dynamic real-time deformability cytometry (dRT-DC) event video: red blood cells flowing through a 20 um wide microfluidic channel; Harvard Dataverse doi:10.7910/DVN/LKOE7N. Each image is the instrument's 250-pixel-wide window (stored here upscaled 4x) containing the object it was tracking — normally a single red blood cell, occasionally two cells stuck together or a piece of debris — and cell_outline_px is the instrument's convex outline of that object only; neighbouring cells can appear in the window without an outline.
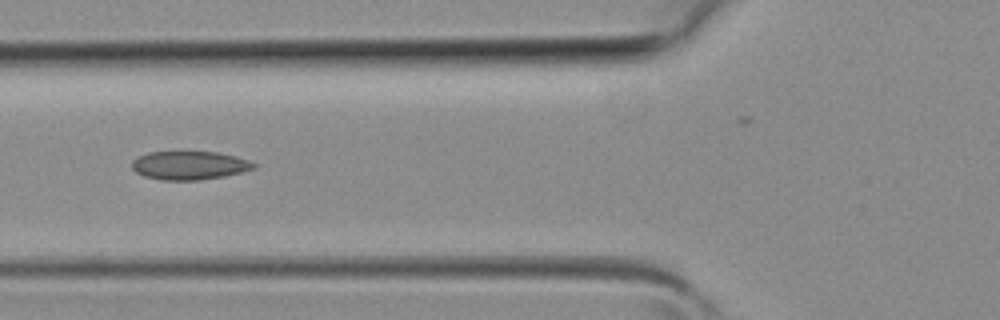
{"species": "common noctule bat (a hibernating species)", "species_latin": "Nyctalus noctula", "temperature_condition": "room temperature", "stored_images_in_passage": 2, "camera_frame_rate_fps": 3000, "um_per_image_px": 0.085, "animal": {"sex": "female", "body_mass_g": 19.3, "forearm_length_mm": 54.1}, "frame": {"image": 1, "passage_image": 2, "time_ms": 0.333, "image_size_px": [1000, 320], "cell_outline_px": [[256, 168], [224, 176], [200, 180], [160, 180], [144, 176], [136, 172], [132, 168], [132, 160], [148, 152], [216, 152], [236, 156], [248, 160], [256, 164]], "centroid_in_image_um": [16.09, 14.06], "position_along_channel_um": 109.7, "area_um2": 20.17}}